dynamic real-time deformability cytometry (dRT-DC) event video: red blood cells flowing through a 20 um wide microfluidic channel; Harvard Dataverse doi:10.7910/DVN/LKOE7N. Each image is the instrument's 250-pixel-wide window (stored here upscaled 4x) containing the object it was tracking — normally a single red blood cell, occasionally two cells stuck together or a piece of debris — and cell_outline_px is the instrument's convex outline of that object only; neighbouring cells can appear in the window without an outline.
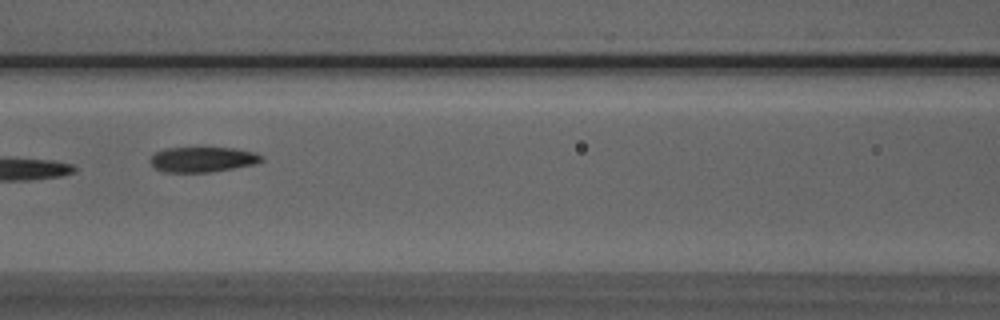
{"species": "Egyptian fruit bat (a non-hibernating species)", "species_latin": "Rousettus aegyptiacus", "temperature_condition": "room temperature", "stored_images_in_passage": 5, "camera_frame_rate_fps": 3000, "um_per_image_px": 0.085, "animal": {"sex": "male"}, "frame": {"image": 1, "passage_image": 3, "time_ms": 2.333, "image_size_px": [1000, 320], "cell_outline_px": [[264, 160], [256, 164], [212, 172], [164, 172], [152, 168], [148, 160], [156, 152], [168, 148], [236, 148], [256, 152], [264, 156]], "centroid_in_image_um": [17.24, 13.56], "position_along_channel_um": 149.4, "area_um2": 16.59}}
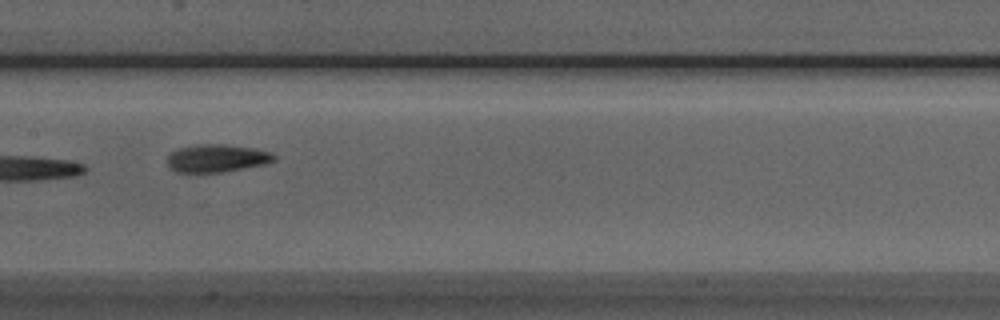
{"frame": {"image": 2, "passage_image": 4, "time_ms": 3.333, "image_size_px": [1000, 320], "cell_outline_px": [[276, 160], [264, 164], [220, 172], [176, 172], [168, 168], [168, 156], [172, 152], [180, 148], [200, 144], [224, 144], [256, 148], [272, 152], [276, 156]], "centroid_in_image_um": [18.45, 13.44], "position_along_channel_um": 188.9, "area_um2": 17.22}}
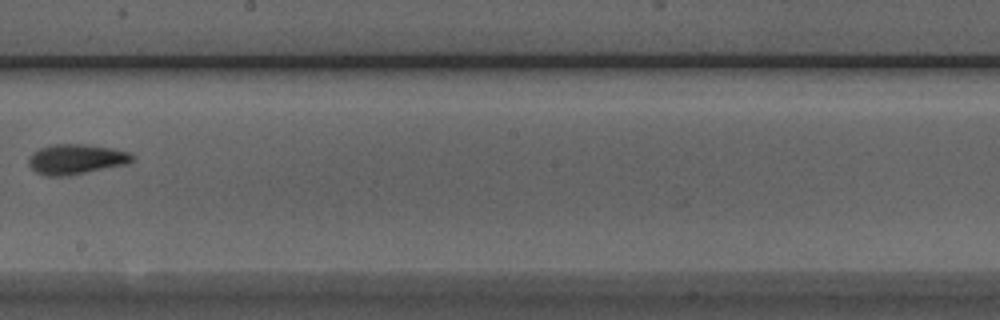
{"frame": {"image": 3, "passage_image": 5, "time_ms": 4.667, "image_size_px": [1000, 320], "cell_outline_px": [[136, 156], [128, 164], [68, 176], [48, 176], [36, 172], [28, 164], [28, 160], [32, 152], [40, 148], [52, 144], [84, 144], [112, 148], [128, 152]], "centroid_in_image_um": [6.47, 13.53], "position_along_channel_um": 241.7, "area_um2": 18.26}}